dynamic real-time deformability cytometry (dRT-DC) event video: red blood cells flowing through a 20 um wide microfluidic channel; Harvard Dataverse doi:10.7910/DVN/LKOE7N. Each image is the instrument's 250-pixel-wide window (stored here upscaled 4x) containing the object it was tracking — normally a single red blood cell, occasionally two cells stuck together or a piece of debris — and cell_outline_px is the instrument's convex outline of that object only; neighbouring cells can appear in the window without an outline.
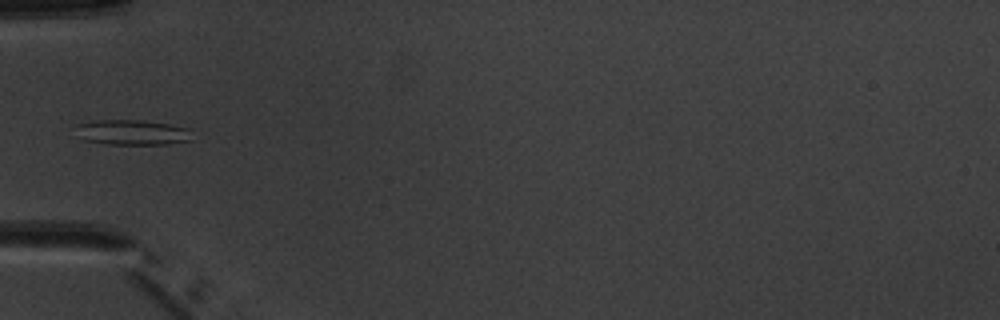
{"species": "common noctule bat (a hibernating species)", "species_latin": "Nyctalus noctula", "temperature_condition": "warm", "stored_images_in_passage": 6, "camera_frame_rate_fps": 3000, "um_per_image_px": 0.085, "animal": {"sex": "male", "body_mass_g": 20.1, "forearm_length_mm": 53.5}, "frame": {"image": 1, "passage_image": 5, "time_ms": 5.0, "image_size_px": [1000, 320], "cell_outline_px": [[192, 140], [168, 144], [108, 144], [84, 140], [76, 124], [96, 120], [140, 120], [168, 124], [188, 128]], "centroid_in_image_um": [11.28, 11.25], "position_along_channel_um": 73.7, "area_um2": 16.76}}
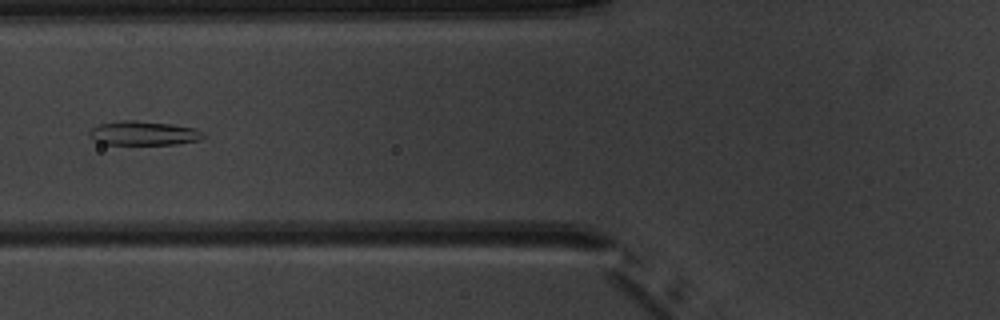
{"frame": {"image": 2, "passage_image": 6, "time_ms": 6.0, "image_size_px": [1000, 320], "cell_outline_px": [[204, 136], [200, 140], [176, 144], [104, 144], [96, 140], [88, 132], [92, 128], [100, 124], [124, 120], [136, 120], [172, 124], [196, 128], [204, 132]], "centroid_in_image_um": [12.26, 11.31], "position_along_channel_um": 113.5, "area_um2": 15.9}}